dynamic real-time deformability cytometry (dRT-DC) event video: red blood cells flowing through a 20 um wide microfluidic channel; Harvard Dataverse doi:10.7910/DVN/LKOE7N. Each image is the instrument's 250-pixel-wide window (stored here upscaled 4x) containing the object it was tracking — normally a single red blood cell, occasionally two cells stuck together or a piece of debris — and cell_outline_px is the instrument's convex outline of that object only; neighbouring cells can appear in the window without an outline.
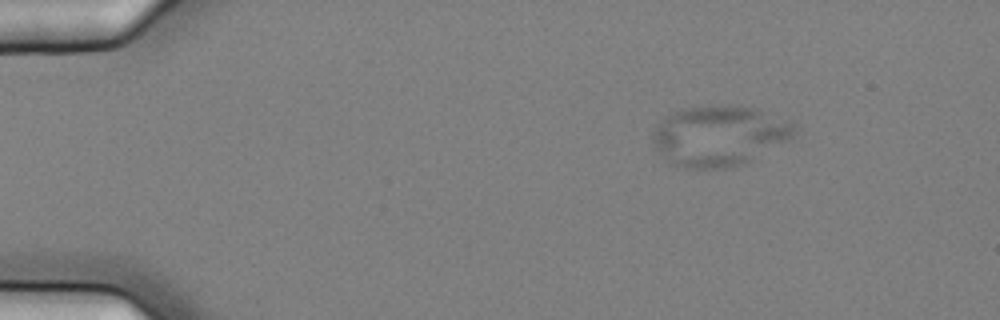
{"species": "common noctule bat (a hibernating species)", "species_latin": "Nyctalus noctula", "temperature_condition": "cold", "stored_images_in_passage": 5, "camera_frame_rate_fps": 3000, "um_per_image_px": 0.085, "animal": {"sex": "female", "body_mass_g": 25.1}, "frame": {"image": 1, "passage_image": 1, "time_ms": 0.0, "image_size_px": [1000, 320], "cell_outline_px": [[796, 132], [792, 140], [740, 164], [724, 168], [676, 168], [656, 148], [652, 140], [652, 132], [656, 124], [664, 116], [672, 112], [684, 108], [708, 104], [740, 104], [756, 108], [796, 124]], "centroid_in_image_um": [61.12, 11.5], "position_along_channel_um": 23.9, "area_um2": 50.52}}